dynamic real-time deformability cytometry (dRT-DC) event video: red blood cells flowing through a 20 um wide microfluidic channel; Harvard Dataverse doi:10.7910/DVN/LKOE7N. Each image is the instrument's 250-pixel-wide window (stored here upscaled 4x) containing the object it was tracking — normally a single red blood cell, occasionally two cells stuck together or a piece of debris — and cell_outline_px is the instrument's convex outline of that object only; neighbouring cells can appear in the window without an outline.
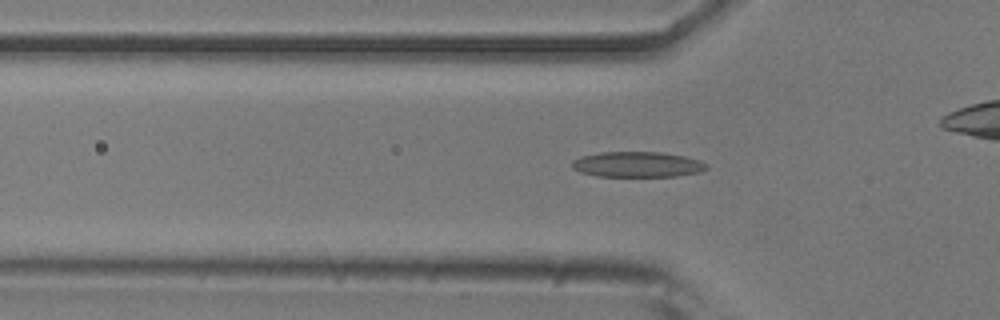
{"species": "common noctule bat (a hibernating species)", "species_latin": "Nyctalus noctula", "temperature_condition": "room temperature", "stored_images_in_passage": 53, "camera_frame_rate_fps": 3000, "um_per_image_px": 0.085, "animal": {"sex": "male", "body_mass_g": 20.5, "forearm_length_mm": 52.5}, "frame": {"image": 1, "passage_image": 16, "time_ms": 5.0, "image_size_px": [1000, 320], "cell_outline_px": [[708, 168], [700, 172], [676, 176], [596, 176], [580, 172], [572, 168], [572, 160], [580, 156], [600, 152], [660, 152], [684, 156], [700, 160], [708, 164]], "centroid_in_image_um": [54.17, 13.97], "position_along_channel_um": 71.6, "area_um2": 20.06}}
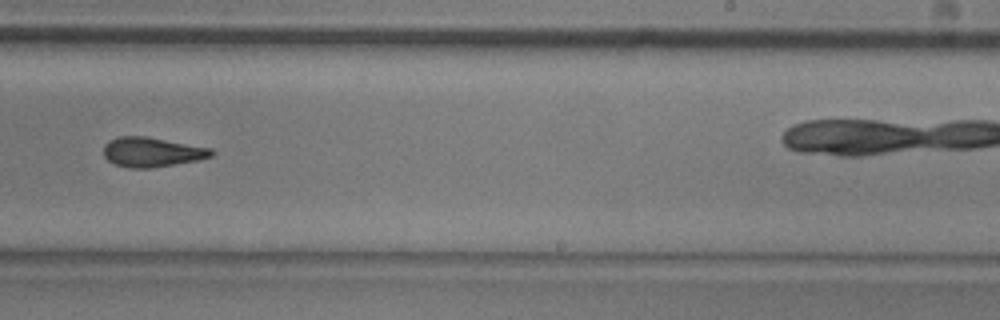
{"frame": {"image": 2, "passage_image": 32, "time_ms": 10.333, "image_size_px": [1000, 320], "cell_outline_px": [[216, 152], [212, 156], [200, 160], [152, 168], [128, 168], [116, 164], [108, 160], [104, 156], [104, 144], [108, 140], [120, 136], [148, 136], [212, 148]], "centroid_in_image_um": [12.95, 12.92], "position_along_channel_um": 276.1, "area_um2": 18.9}}
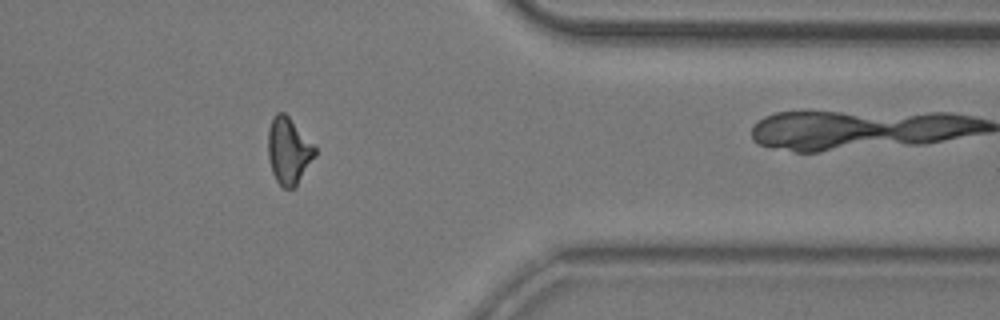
{"frame": {"image": 3, "passage_image": 42, "time_ms": 13.667, "image_size_px": [1000, 320], "cell_outline_px": [[316, 156], [296, 184], [292, 188], [284, 188], [276, 180], [272, 172], [268, 156], [268, 128], [272, 116], [276, 112], [284, 112], [288, 116], [316, 148]], "centroid_in_image_um": [24.51, 12.79], "position_along_channel_um": 386.9, "area_um2": 17.98}, "authors_computed_cell_mechanics": {"area_um2": 18.5538, "velocity_mm_per_s": 3.815, "shape_relaxation_time_tau1_ms": 6.1732, "shape_relaxation_time_tau2_ms": 3.3074, "deformation_change_tau1": 0.1749, "deformation_change_tau2": 0.1183}}